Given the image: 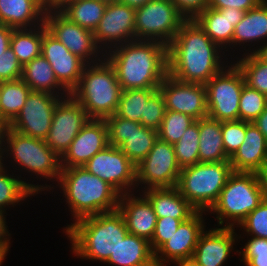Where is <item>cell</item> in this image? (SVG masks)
I'll return each instance as SVG.
<instances>
[{"mask_svg": "<svg viewBox=\"0 0 267 266\" xmlns=\"http://www.w3.org/2000/svg\"><path fill=\"white\" fill-rule=\"evenodd\" d=\"M225 54L194 19L185 20L168 46V74L181 82L205 85L231 62Z\"/></svg>", "mask_w": 267, "mask_h": 266, "instance_id": "obj_1", "label": "cell"}, {"mask_svg": "<svg viewBox=\"0 0 267 266\" xmlns=\"http://www.w3.org/2000/svg\"><path fill=\"white\" fill-rule=\"evenodd\" d=\"M122 90L158 88L168 75V47L157 41L132 40L107 51Z\"/></svg>", "mask_w": 267, "mask_h": 266, "instance_id": "obj_2", "label": "cell"}, {"mask_svg": "<svg viewBox=\"0 0 267 266\" xmlns=\"http://www.w3.org/2000/svg\"><path fill=\"white\" fill-rule=\"evenodd\" d=\"M72 253L80 259L105 263L129 234L119 210L87 216L63 228Z\"/></svg>", "mask_w": 267, "mask_h": 266, "instance_id": "obj_3", "label": "cell"}, {"mask_svg": "<svg viewBox=\"0 0 267 266\" xmlns=\"http://www.w3.org/2000/svg\"><path fill=\"white\" fill-rule=\"evenodd\" d=\"M68 209L76 222L87 216L112 212L118 209L121 194L82 167L62 168L57 181Z\"/></svg>", "mask_w": 267, "mask_h": 266, "instance_id": "obj_4", "label": "cell"}, {"mask_svg": "<svg viewBox=\"0 0 267 266\" xmlns=\"http://www.w3.org/2000/svg\"><path fill=\"white\" fill-rule=\"evenodd\" d=\"M6 158H10V161L8 160V163L11 162L9 165L12 166L13 163L19 168L13 169L29 173L31 178L35 174L36 177L34 178L37 180L38 178H45L47 182L49 180L53 182L50 185L47 183L43 185V191L54 190L53 184L58 181L62 169L61 157L50 149L44 139L23 135L6 126L2 136V160L7 162Z\"/></svg>", "mask_w": 267, "mask_h": 266, "instance_id": "obj_5", "label": "cell"}, {"mask_svg": "<svg viewBox=\"0 0 267 266\" xmlns=\"http://www.w3.org/2000/svg\"><path fill=\"white\" fill-rule=\"evenodd\" d=\"M122 88L116 72L104 57L86 64L78 85L70 95L77 100L90 119H106L116 113Z\"/></svg>", "mask_w": 267, "mask_h": 266, "instance_id": "obj_6", "label": "cell"}, {"mask_svg": "<svg viewBox=\"0 0 267 266\" xmlns=\"http://www.w3.org/2000/svg\"><path fill=\"white\" fill-rule=\"evenodd\" d=\"M264 199L256 172L233 171L217 202L208 213L216 215L218 227L238 228L246 216Z\"/></svg>", "mask_w": 267, "mask_h": 266, "instance_id": "obj_7", "label": "cell"}, {"mask_svg": "<svg viewBox=\"0 0 267 266\" xmlns=\"http://www.w3.org/2000/svg\"><path fill=\"white\" fill-rule=\"evenodd\" d=\"M232 172L229 161L199 162L181 169L176 188L197 211L208 212Z\"/></svg>", "mask_w": 267, "mask_h": 266, "instance_id": "obj_8", "label": "cell"}, {"mask_svg": "<svg viewBox=\"0 0 267 266\" xmlns=\"http://www.w3.org/2000/svg\"><path fill=\"white\" fill-rule=\"evenodd\" d=\"M186 19L171 0H150L135 9L136 40L169 46Z\"/></svg>", "mask_w": 267, "mask_h": 266, "instance_id": "obj_9", "label": "cell"}, {"mask_svg": "<svg viewBox=\"0 0 267 266\" xmlns=\"http://www.w3.org/2000/svg\"><path fill=\"white\" fill-rule=\"evenodd\" d=\"M245 84L238 66L231 61L206 84L208 116L220 122L239 120V100Z\"/></svg>", "mask_w": 267, "mask_h": 266, "instance_id": "obj_10", "label": "cell"}, {"mask_svg": "<svg viewBox=\"0 0 267 266\" xmlns=\"http://www.w3.org/2000/svg\"><path fill=\"white\" fill-rule=\"evenodd\" d=\"M180 172L174 146L158 138L148 155L136 165L137 193L150 188L176 187Z\"/></svg>", "mask_w": 267, "mask_h": 266, "instance_id": "obj_11", "label": "cell"}, {"mask_svg": "<svg viewBox=\"0 0 267 266\" xmlns=\"http://www.w3.org/2000/svg\"><path fill=\"white\" fill-rule=\"evenodd\" d=\"M45 26L74 55L86 64L101 61L105 54L97 46L92 31L70 22L56 8L45 13Z\"/></svg>", "mask_w": 267, "mask_h": 266, "instance_id": "obj_12", "label": "cell"}, {"mask_svg": "<svg viewBox=\"0 0 267 266\" xmlns=\"http://www.w3.org/2000/svg\"><path fill=\"white\" fill-rule=\"evenodd\" d=\"M83 167L113 186L121 195L136 192V165L119 147L108 145Z\"/></svg>", "mask_w": 267, "mask_h": 266, "instance_id": "obj_13", "label": "cell"}, {"mask_svg": "<svg viewBox=\"0 0 267 266\" xmlns=\"http://www.w3.org/2000/svg\"><path fill=\"white\" fill-rule=\"evenodd\" d=\"M105 121L108 127L109 145L119 147L135 165L148 155L158 139V131L116 114L107 117Z\"/></svg>", "mask_w": 267, "mask_h": 266, "instance_id": "obj_14", "label": "cell"}, {"mask_svg": "<svg viewBox=\"0 0 267 266\" xmlns=\"http://www.w3.org/2000/svg\"><path fill=\"white\" fill-rule=\"evenodd\" d=\"M64 97L48 92L31 91L25 105L9 128L33 138L46 139L52 124L54 109Z\"/></svg>", "mask_w": 267, "mask_h": 266, "instance_id": "obj_15", "label": "cell"}, {"mask_svg": "<svg viewBox=\"0 0 267 266\" xmlns=\"http://www.w3.org/2000/svg\"><path fill=\"white\" fill-rule=\"evenodd\" d=\"M89 119L82 105L71 95L62 98L54 109L46 144L62 157Z\"/></svg>", "mask_w": 267, "mask_h": 266, "instance_id": "obj_16", "label": "cell"}, {"mask_svg": "<svg viewBox=\"0 0 267 266\" xmlns=\"http://www.w3.org/2000/svg\"><path fill=\"white\" fill-rule=\"evenodd\" d=\"M93 34L104 54L118 45L136 40L135 8L120 1L108 3Z\"/></svg>", "mask_w": 267, "mask_h": 266, "instance_id": "obj_17", "label": "cell"}, {"mask_svg": "<svg viewBox=\"0 0 267 266\" xmlns=\"http://www.w3.org/2000/svg\"><path fill=\"white\" fill-rule=\"evenodd\" d=\"M206 214V211H196L181 222L177 231L154 253L156 266H168L172 262L192 258L199 237L206 229L203 216Z\"/></svg>", "mask_w": 267, "mask_h": 266, "instance_id": "obj_18", "label": "cell"}, {"mask_svg": "<svg viewBox=\"0 0 267 266\" xmlns=\"http://www.w3.org/2000/svg\"><path fill=\"white\" fill-rule=\"evenodd\" d=\"M158 89L164 98L166 110L189 115L195 120L208 116L204 84L181 82L168 74Z\"/></svg>", "mask_w": 267, "mask_h": 266, "instance_id": "obj_19", "label": "cell"}, {"mask_svg": "<svg viewBox=\"0 0 267 266\" xmlns=\"http://www.w3.org/2000/svg\"><path fill=\"white\" fill-rule=\"evenodd\" d=\"M41 54L51 64L58 82L69 92L78 85L86 63L71 53L43 24Z\"/></svg>", "mask_w": 267, "mask_h": 266, "instance_id": "obj_20", "label": "cell"}, {"mask_svg": "<svg viewBox=\"0 0 267 266\" xmlns=\"http://www.w3.org/2000/svg\"><path fill=\"white\" fill-rule=\"evenodd\" d=\"M109 145L104 119H89L61 157V168L82 167Z\"/></svg>", "mask_w": 267, "mask_h": 266, "instance_id": "obj_21", "label": "cell"}, {"mask_svg": "<svg viewBox=\"0 0 267 266\" xmlns=\"http://www.w3.org/2000/svg\"><path fill=\"white\" fill-rule=\"evenodd\" d=\"M210 229H205L200 235L191 258L197 266H223L234 251L238 239H244L235 232V228Z\"/></svg>", "mask_w": 267, "mask_h": 266, "instance_id": "obj_22", "label": "cell"}, {"mask_svg": "<svg viewBox=\"0 0 267 266\" xmlns=\"http://www.w3.org/2000/svg\"><path fill=\"white\" fill-rule=\"evenodd\" d=\"M245 11L236 8L214 9L207 7L194 20L204 30L205 34L223 51L229 59H234L235 52L231 55L232 37L235 26L243 19ZM228 51V52H227ZM230 52V53H229Z\"/></svg>", "mask_w": 267, "mask_h": 266, "instance_id": "obj_23", "label": "cell"}, {"mask_svg": "<svg viewBox=\"0 0 267 266\" xmlns=\"http://www.w3.org/2000/svg\"><path fill=\"white\" fill-rule=\"evenodd\" d=\"M134 194L135 192L122 194L118 210L125 219L129 234L151 242L158 217L149 200L142 193Z\"/></svg>", "mask_w": 267, "mask_h": 266, "instance_id": "obj_24", "label": "cell"}, {"mask_svg": "<svg viewBox=\"0 0 267 266\" xmlns=\"http://www.w3.org/2000/svg\"><path fill=\"white\" fill-rule=\"evenodd\" d=\"M265 43H267V0H262L256 7L248 10L243 19L235 26L232 37V50L234 48L232 53L236 49L240 55H242L241 51L243 55L254 53L260 44L264 45ZM240 46L242 47L239 48ZM246 46H249L248 49Z\"/></svg>", "mask_w": 267, "mask_h": 266, "instance_id": "obj_25", "label": "cell"}, {"mask_svg": "<svg viewBox=\"0 0 267 266\" xmlns=\"http://www.w3.org/2000/svg\"><path fill=\"white\" fill-rule=\"evenodd\" d=\"M233 171L258 172L267 162V140L253 122L245 121V138L229 159Z\"/></svg>", "mask_w": 267, "mask_h": 266, "instance_id": "obj_26", "label": "cell"}, {"mask_svg": "<svg viewBox=\"0 0 267 266\" xmlns=\"http://www.w3.org/2000/svg\"><path fill=\"white\" fill-rule=\"evenodd\" d=\"M46 9L37 0H0V24L29 29L44 24Z\"/></svg>", "mask_w": 267, "mask_h": 266, "instance_id": "obj_27", "label": "cell"}, {"mask_svg": "<svg viewBox=\"0 0 267 266\" xmlns=\"http://www.w3.org/2000/svg\"><path fill=\"white\" fill-rule=\"evenodd\" d=\"M140 193L149 200L158 218L170 216L183 222L197 211L176 187L150 188Z\"/></svg>", "mask_w": 267, "mask_h": 266, "instance_id": "obj_28", "label": "cell"}, {"mask_svg": "<svg viewBox=\"0 0 267 266\" xmlns=\"http://www.w3.org/2000/svg\"><path fill=\"white\" fill-rule=\"evenodd\" d=\"M2 160L0 165V210L6 212V208L14 207L17 204L23 203L27 198L41 194L43 191V184H32L24 181L26 178L21 177L19 174H15L13 171L6 168L8 165ZM6 165V166H5ZM18 175V176H17ZM16 177V178H15ZM23 178V179H21ZM41 192V193H40ZM10 205V206H9ZM12 205V206H11Z\"/></svg>", "mask_w": 267, "mask_h": 266, "instance_id": "obj_29", "label": "cell"}, {"mask_svg": "<svg viewBox=\"0 0 267 266\" xmlns=\"http://www.w3.org/2000/svg\"><path fill=\"white\" fill-rule=\"evenodd\" d=\"M21 79L32 91L48 92L60 97L70 95L58 82L51 64L42 54L23 66Z\"/></svg>", "mask_w": 267, "mask_h": 266, "instance_id": "obj_30", "label": "cell"}, {"mask_svg": "<svg viewBox=\"0 0 267 266\" xmlns=\"http://www.w3.org/2000/svg\"><path fill=\"white\" fill-rule=\"evenodd\" d=\"M115 266H156L150 242L128 234L105 262Z\"/></svg>", "mask_w": 267, "mask_h": 266, "instance_id": "obj_31", "label": "cell"}, {"mask_svg": "<svg viewBox=\"0 0 267 266\" xmlns=\"http://www.w3.org/2000/svg\"><path fill=\"white\" fill-rule=\"evenodd\" d=\"M107 3L96 0H63L55 8L70 22L95 31Z\"/></svg>", "mask_w": 267, "mask_h": 266, "instance_id": "obj_32", "label": "cell"}, {"mask_svg": "<svg viewBox=\"0 0 267 266\" xmlns=\"http://www.w3.org/2000/svg\"><path fill=\"white\" fill-rule=\"evenodd\" d=\"M199 162L229 161L222 140V122L209 116L199 119Z\"/></svg>", "mask_w": 267, "mask_h": 266, "instance_id": "obj_33", "label": "cell"}, {"mask_svg": "<svg viewBox=\"0 0 267 266\" xmlns=\"http://www.w3.org/2000/svg\"><path fill=\"white\" fill-rule=\"evenodd\" d=\"M32 90L22 80L0 82V124L8 126L25 105Z\"/></svg>", "mask_w": 267, "mask_h": 266, "instance_id": "obj_34", "label": "cell"}, {"mask_svg": "<svg viewBox=\"0 0 267 266\" xmlns=\"http://www.w3.org/2000/svg\"><path fill=\"white\" fill-rule=\"evenodd\" d=\"M43 24L29 29H13L10 48L18 62L24 66L41 55Z\"/></svg>", "mask_w": 267, "mask_h": 266, "instance_id": "obj_35", "label": "cell"}, {"mask_svg": "<svg viewBox=\"0 0 267 266\" xmlns=\"http://www.w3.org/2000/svg\"><path fill=\"white\" fill-rule=\"evenodd\" d=\"M232 61L241 70L245 84L267 96V64L254 53L242 54V56H238L237 53Z\"/></svg>", "mask_w": 267, "mask_h": 266, "instance_id": "obj_36", "label": "cell"}, {"mask_svg": "<svg viewBox=\"0 0 267 266\" xmlns=\"http://www.w3.org/2000/svg\"><path fill=\"white\" fill-rule=\"evenodd\" d=\"M158 88L122 90L116 115L141 123L145 104Z\"/></svg>", "mask_w": 267, "mask_h": 266, "instance_id": "obj_37", "label": "cell"}, {"mask_svg": "<svg viewBox=\"0 0 267 266\" xmlns=\"http://www.w3.org/2000/svg\"><path fill=\"white\" fill-rule=\"evenodd\" d=\"M199 120L191 124L174 146L179 167L185 168L199 163Z\"/></svg>", "mask_w": 267, "mask_h": 266, "instance_id": "obj_38", "label": "cell"}, {"mask_svg": "<svg viewBox=\"0 0 267 266\" xmlns=\"http://www.w3.org/2000/svg\"><path fill=\"white\" fill-rule=\"evenodd\" d=\"M195 121L196 120L189 115L166 110L158 130V138L174 145L181 139L186 129Z\"/></svg>", "mask_w": 267, "mask_h": 266, "instance_id": "obj_39", "label": "cell"}, {"mask_svg": "<svg viewBox=\"0 0 267 266\" xmlns=\"http://www.w3.org/2000/svg\"><path fill=\"white\" fill-rule=\"evenodd\" d=\"M267 107V96L244 84L239 100V120L253 122Z\"/></svg>", "mask_w": 267, "mask_h": 266, "instance_id": "obj_40", "label": "cell"}, {"mask_svg": "<svg viewBox=\"0 0 267 266\" xmlns=\"http://www.w3.org/2000/svg\"><path fill=\"white\" fill-rule=\"evenodd\" d=\"M247 236L267 239V200L256 207L246 218L238 225ZM245 231V232H244Z\"/></svg>", "mask_w": 267, "mask_h": 266, "instance_id": "obj_41", "label": "cell"}, {"mask_svg": "<svg viewBox=\"0 0 267 266\" xmlns=\"http://www.w3.org/2000/svg\"><path fill=\"white\" fill-rule=\"evenodd\" d=\"M166 111V106L164 103V98L159 89H157L145 104L144 116H141V124L147 128L159 130L164 114Z\"/></svg>", "mask_w": 267, "mask_h": 266, "instance_id": "obj_42", "label": "cell"}, {"mask_svg": "<svg viewBox=\"0 0 267 266\" xmlns=\"http://www.w3.org/2000/svg\"><path fill=\"white\" fill-rule=\"evenodd\" d=\"M245 138V121H224L222 122V140L224 150L230 159L238 150Z\"/></svg>", "mask_w": 267, "mask_h": 266, "instance_id": "obj_43", "label": "cell"}, {"mask_svg": "<svg viewBox=\"0 0 267 266\" xmlns=\"http://www.w3.org/2000/svg\"><path fill=\"white\" fill-rule=\"evenodd\" d=\"M181 222L180 219L170 216L157 219L155 231L150 242V247L153 253L170 239V237L177 231Z\"/></svg>", "mask_w": 267, "mask_h": 266, "instance_id": "obj_44", "label": "cell"}, {"mask_svg": "<svg viewBox=\"0 0 267 266\" xmlns=\"http://www.w3.org/2000/svg\"><path fill=\"white\" fill-rule=\"evenodd\" d=\"M22 68L11 48H7L0 55V82L21 79Z\"/></svg>", "mask_w": 267, "mask_h": 266, "instance_id": "obj_45", "label": "cell"}, {"mask_svg": "<svg viewBox=\"0 0 267 266\" xmlns=\"http://www.w3.org/2000/svg\"><path fill=\"white\" fill-rule=\"evenodd\" d=\"M178 12L186 19L193 20L208 7V0H171Z\"/></svg>", "mask_w": 267, "mask_h": 266, "instance_id": "obj_46", "label": "cell"}, {"mask_svg": "<svg viewBox=\"0 0 267 266\" xmlns=\"http://www.w3.org/2000/svg\"><path fill=\"white\" fill-rule=\"evenodd\" d=\"M262 0H208V7L214 9L236 8L247 12L256 7Z\"/></svg>", "mask_w": 267, "mask_h": 266, "instance_id": "obj_47", "label": "cell"}, {"mask_svg": "<svg viewBox=\"0 0 267 266\" xmlns=\"http://www.w3.org/2000/svg\"><path fill=\"white\" fill-rule=\"evenodd\" d=\"M242 250H235L238 256L256 257V254L267 253V239L259 237H249Z\"/></svg>", "mask_w": 267, "mask_h": 266, "instance_id": "obj_48", "label": "cell"}, {"mask_svg": "<svg viewBox=\"0 0 267 266\" xmlns=\"http://www.w3.org/2000/svg\"><path fill=\"white\" fill-rule=\"evenodd\" d=\"M7 212L0 210V246H10V239H11V234L9 233V229L7 226L6 222V215Z\"/></svg>", "mask_w": 267, "mask_h": 266, "instance_id": "obj_49", "label": "cell"}, {"mask_svg": "<svg viewBox=\"0 0 267 266\" xmlns=\"http://www.w3.org/2000/svg\"><path fill=\"white\" fill-rule=\"evenodd\" d=\"M13 28L0 24V55L10 47Z\"/></svg>", "mask_w": 267, "mask_h": 266, "instance_id": "obj_50", "label": "cell"}, {"mask_svg": "<svg viewBox=\"0 0 267 266\" xmlns=\"http://www.w3.org/2000/svg\"><path fill=\"white\" fill-rule=\"evenodd\" d=\"M245 266H267V253L256 254V257H242Z\"/></svg>", "mask_w": 267, "mask_h": 266, "instance_id": "obj_51", "label": "cell"}, {"mask_svg": "<svg viewBox=\"0 0 267 266\" xmlns=\"http://www.w3.org/2000/svg\"><path fill=\"white\" fill-rule=\"evenodd\" d=\"M257 128L263 133L267 140V107L264 111L253 121Z\"/></svg>", "mask_w": 267, "mask_h": 266, "instance_id": "obj_52", "label": "cell"}, {"mask_svg": "<svg viewBox=\"0 0 267 266\" xmlns=\"http://www.w3.org/2000/svg\"><path fill=\"white\" fill-rule=\"evenodd\" d=\"M261 184L264 197L267 200V162H265L262 168L257 172Z\"/></svg>", "mask_w": 267, "mask_h": 266, "instance_id": "obj_53", "label": "cell"}, {"mask_svg": "<svg viewBox=\"0 0 267 266\" xmlns=\"http://www.w3.org/2000/svg\"><path fill=\"white\" fill-rule=\"evenodd\" d=\"M254 54L264 63L267 64V43L260 45V47L254 52Z\"/></svg>", "mask_w": 267, "mask_h": 266, "instance_id": "obj_54", "label": "cell"}, {"mask_svg": "<svg viewBox=\"0 0 267 266\" xmlns=\"http://www.w3.org/2000/svg\"><path fill=\"white\" fill-rule=\"evenodd\" d=\"M121 3L128 5L129 7L138 8L143 6L150 0H119Z\"/></svg>", "mask_w": 267, "mask_h": 266, "instance_id": "obj_55", "label": "cell"}, {"mask_svg": "<svg viewBox=\"0 0 267 266\" xmlns=\"http://www.w3.org/2000/svg\"><path fill=\"white\" fill-rule=\"evenodd\" d=\"M170 264H176V266H197V264L192 259L179 260Z\"/></svg>", "mask_w": 267, "mask_h": 266, "instance_id": "obj_56", "label": "cell"}, {"mask_svg": "<svg viewBox=\"0 0 267 266\" xmlns=\"http://www.w3.org/2000/svg\"><path fill=\"white\" fill-rule=\"evenodd\" d=\"M11 246H0V266H2L5 257L8 255L7 253L10 251L9 248Z\"/></svg>", "mask_w": 267, "mask_h": 266, "instance_id": "obj_57", "label": "cell"}, {"mask_svg": "<svg viewBox=\"0 0 267 266\" xmlns=\"http://www.w3.org/2000/svg\"><path fill=\"white\" fill-rule=\"evenodd\" d=\"M46 10L55 8V6L49 0H37Z\"/></svg>", "mask_w": 267, "mask_h": 266, "instance_id": "obj_58", "label": "cell"}, {"mask_svg": "<svg viewBox=\"0 0 267 266\" xmlns=\"http://www.w3.org/2000/svg\"><path fill=\"white\" fill-rule=\"evenodd\" d=\"M4 127L5 126L0 124V165L2 164V136H3Z\"/></svg>", "mask_w": 267, "mask_h": 266, "instance_id": "obj_59", "label": "cell"}, {"mask_svg": "<svg viewBox=\"0 0 267 266\" xmlns=\"http://www.w3.org/2000/svg\"><path fill=\"white\" fill-rule=\"evenodd\" d=\"M55 7L63 0H49Z\"/></svg>", "mask_w": 267, "mask_h": 266, "instance_id": "obj_60", "label": "cell"}, {"mask_svg": "<svg viewBox=\"0 0 267 266\" xmlns=\"http://www.w3.org/2000/svg\"><path fill=\"white\" fill-rule=\"evenodd\" d=\"M96 1H101V2H104V3L108 4V3L119 1V0H96Z\"/></svg>", "mask_w": 267, "mask_h": 266, "instance_id": "obj_61", "label": "cell"}]
</instances>
